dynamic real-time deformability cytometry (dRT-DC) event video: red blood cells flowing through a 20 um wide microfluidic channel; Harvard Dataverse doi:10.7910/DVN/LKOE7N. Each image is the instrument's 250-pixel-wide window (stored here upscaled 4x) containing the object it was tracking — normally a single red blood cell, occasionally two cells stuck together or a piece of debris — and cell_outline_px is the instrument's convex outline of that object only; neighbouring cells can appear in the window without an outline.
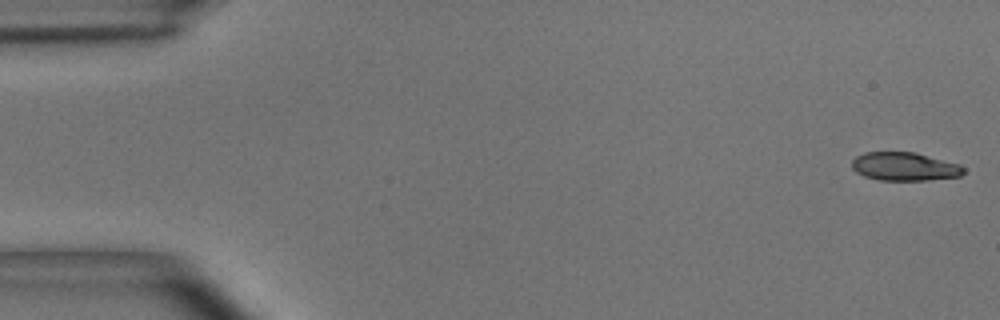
{"species": "common noctule bat (a hibernating species)", "species_latin": "Nyctalus noctula", "temperature_condition": "room temperature", "stored_images_in_passage": 54, "camera_frame_rate_fps": 3000, "um_per_image_px": 0.085, "animal": {"sex": "male", "body_mass_g": 15.6}, "frame": {"image": 1, "passage_image": 1, "time_ms": 0.0, "image_size_px": [1000, 320], "cell_outline_px": [[964, 172], [960, 176], [928, 180], [880, 180], [864, 176], [856, 172], [852, 168], [852, 160], [856, 156], [864, 152], [916, 152], [960, 164], [964, 168]], "centroid_in_image_um": [76.88, 14.15], "position_along_channel_um": 8.1, "area_um2": 18.55}}
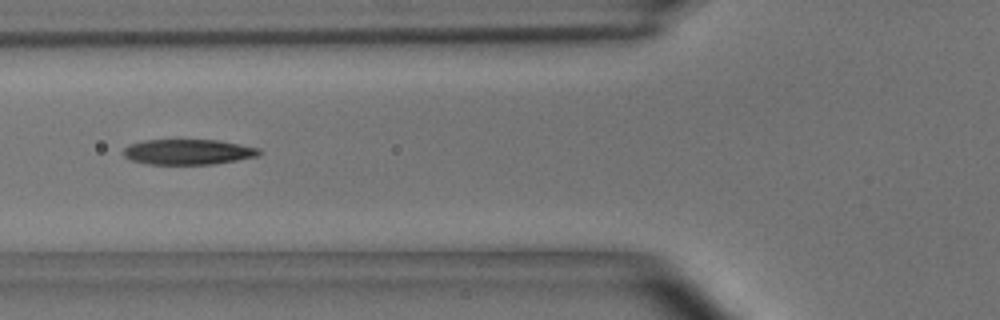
{"frame": {"image": 2, "passage_image": 20, "time_ms": 6.333, "image_size_px": [1000, 320], "cell_outline_px": [[260, 156], [212, 164], [148, 164], [132, 160], [124, 156], [124, 148], [128, 144], [144, 140], [216, 140], [240, 144], [260, 148]], "centroid_in_image_um": [15.99, 12.91], "position_along_channel_um": 109.8, "area_um2": 20.0}}
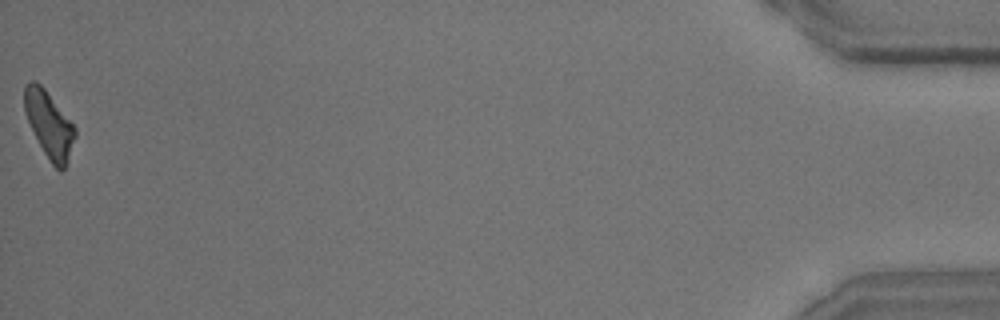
{"frame": {"image": 3, "passage_image": 54, "time_ms": 17.667, "image_size_px": [1000, 320], "cell_outline_px": [[76, 136], [64, 168], [60, 172], [52, 164], [44, 152], [24, 112], [24, 84], [32, 80], [36, 80], [44, 88], [76, 128]], "centroid_in_image_um": [4.16, 10.55], "position_along_channel_um": 431.0, "area_um2": 19.13}, "authors_computed_cell_mechanics": {"area_um2": 20.0855, "velocity_mm_per_s": 3.6815, "shape_relaxation_time_tau1_ms": 5.3811, "shape_relaxation_time_tau2_ms": 3.1894, "deformation_change_tau1": 0.1844, "deformation_change_tau2": 0.1158}}